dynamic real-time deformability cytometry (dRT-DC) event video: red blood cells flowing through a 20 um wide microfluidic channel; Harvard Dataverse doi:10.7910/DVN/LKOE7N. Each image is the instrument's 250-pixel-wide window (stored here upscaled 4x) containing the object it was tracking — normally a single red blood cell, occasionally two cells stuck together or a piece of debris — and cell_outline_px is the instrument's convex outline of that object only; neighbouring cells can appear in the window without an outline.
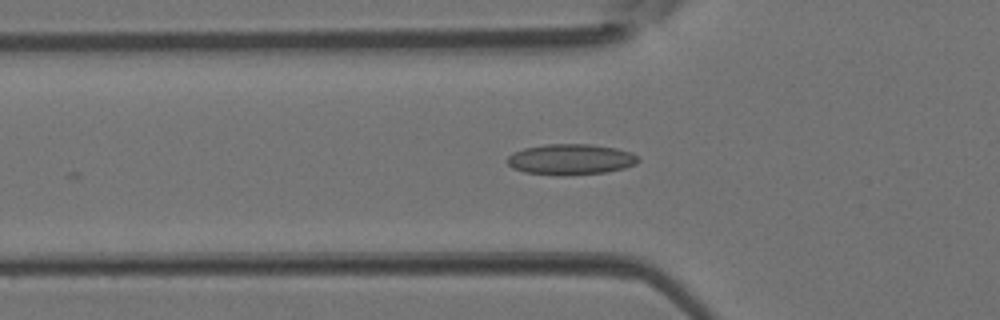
{"species": "Egyptian fruit bat (a non-hibernating species)", "species_latin": "Rousettus aegyptiacus", "temperature_condition": "room temperature", "stored_images_in_passage": 16, "camera_frame_rate_fps": 3000, "um_per_image_px": 0.085, "animal": {"sex": "female"}, "frame": {"image": 1, "passage_image": 2, "time_ms": 0.333, "image_size_px": [1000, 320], "cell_outline_px": [[640, 160], [636, 164], [624, 168], [604, 172], [564, 176], [560, 176], [524, 172], [512, 168], [508, 164], [508, 156], [512, 152], [524, 148], [544, 144], [588, 144], [616, 148], [632, 152]], "centroid_in_image_um": [48.49, 13.55], "position_along_channel_um": 77.3, "area_um2": 23.58}}
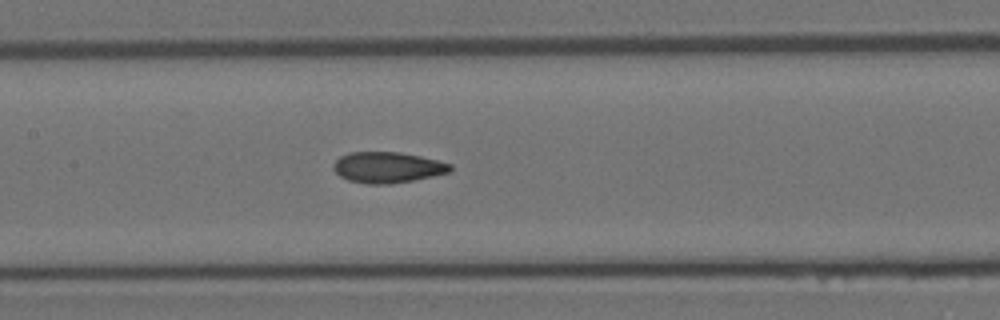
{"frame": {"image": 2, "passage_image": 8, "time_ms": 2.333, "image_size_px": [1000, 320], "cell_outline_px": [[452, 168], [448, 172], [432, 176], [392, 184], [368, 184], [348, 180], [340, 176], [332, 168], [332, 164], [340, 156], [348, 152], [400, 152], [420, 156], [452, 164]], "centroid_in_image_um": [32.9, 14.22], "position_along_channel_um": 174.5, "area_um2": 20.98}}
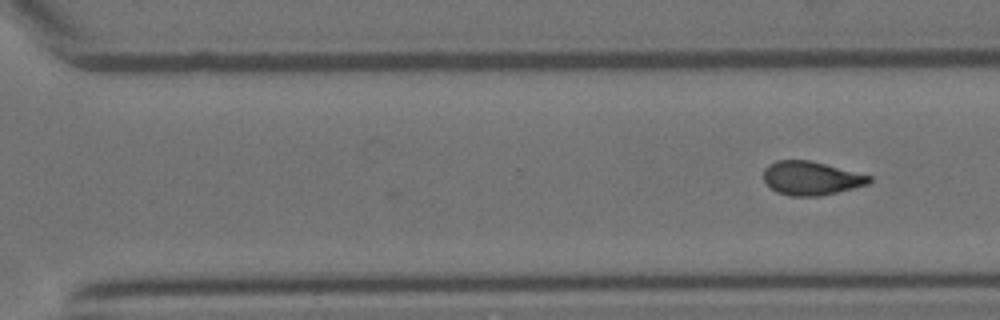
{"frame": {"image": 3, "passage_image": 16, "time_ms": 5.0, "image_size_px": [1000, 320], "cell_outline_px": [[872, 180], [868, 184], [820, 196], [792, 196], [776, 192], [764, 180], [764, 168], [768, 164], [776, 160], [808, 160], [872, 176]], "centroid_in_image_um": [68.92, 15.14], "position_along_channel_um": 301.7, "area_um2": 20.52}}